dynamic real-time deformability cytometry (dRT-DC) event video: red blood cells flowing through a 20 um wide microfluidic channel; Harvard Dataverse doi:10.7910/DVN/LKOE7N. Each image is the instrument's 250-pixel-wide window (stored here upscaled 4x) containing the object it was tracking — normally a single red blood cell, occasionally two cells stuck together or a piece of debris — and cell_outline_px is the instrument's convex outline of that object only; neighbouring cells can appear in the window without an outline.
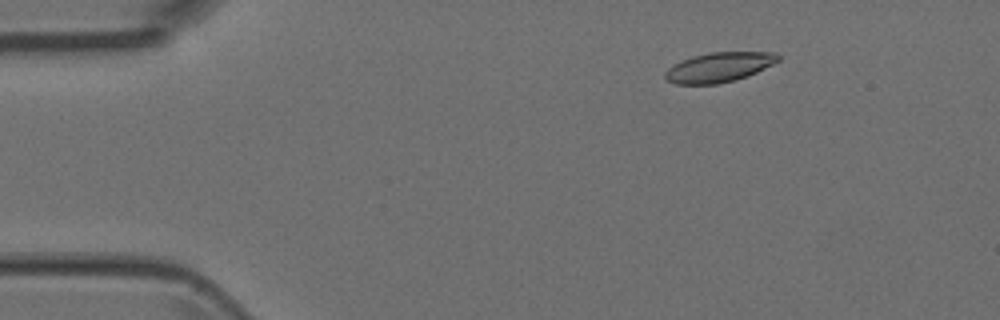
{"species": "Egyptian fruit bat (a non-hibernating species)", "species_latin": "Rousettus aegyptiacus", "temperature_condition": "room temperature", "stored_images_in_passage": 5, "camera_frame_rate_fps": 3000, "um_per_image_px": 0.085, "animal": {"sex": "female"}, "frame": {"image": 1, "passage_image": 3, "time_ms": 0.667, "image_size_px": [1000, 320], "cell_outline_px": [[780, 60], [748, 76], [736, 80], [716, 84], [676, 84], [668, 80], [664, 76], [664, 72], [668, 68], [692, 56], [708, 52], [776, 52], [780, 56]], "centroid_in_image_um": [61.14, 5.71], "position_along_channel_um": 23.9, "area_um2": 19.48}}